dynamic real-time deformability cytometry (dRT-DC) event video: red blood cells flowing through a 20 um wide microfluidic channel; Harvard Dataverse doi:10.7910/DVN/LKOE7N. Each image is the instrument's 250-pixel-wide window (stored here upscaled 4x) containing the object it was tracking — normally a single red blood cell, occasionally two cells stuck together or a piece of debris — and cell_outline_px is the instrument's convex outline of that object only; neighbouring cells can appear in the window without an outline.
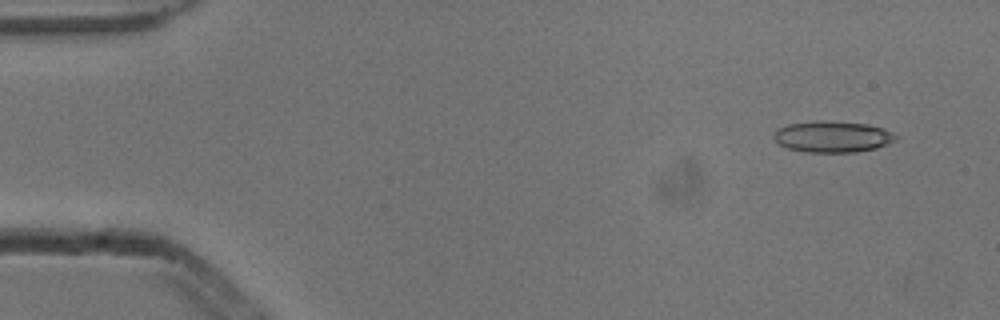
{"species": "common noctule bat (a hibernating species)", "species_latin": "Nyctalus noctula", "temperature_condition": "cold", "stored_images_in_passage": 3, "camera_frame_rate_fps": 3000, "um_per_image_px": 0.085, "animal": {"sex": "male", "body_mass_g": 13.3}, "frame": {"image": 1, "passage_image": 1, "time_ms": 0.0, "image_size_px": [1000, 320], "cell_outline_px": [[896, 140], [888, 144], [876, 148], [856, 152], [808, 152], [788, 148], [772, 140], [772, 132], [776, 128], [788, 124], [820, 120], [824, 120], [868, 124], [884, 128], [892, 132], [896, 136]], "centroid_in_image_um": [70.73, 11.61], "position_along_channel_um": 14.3, "area_um2": 22.48}}